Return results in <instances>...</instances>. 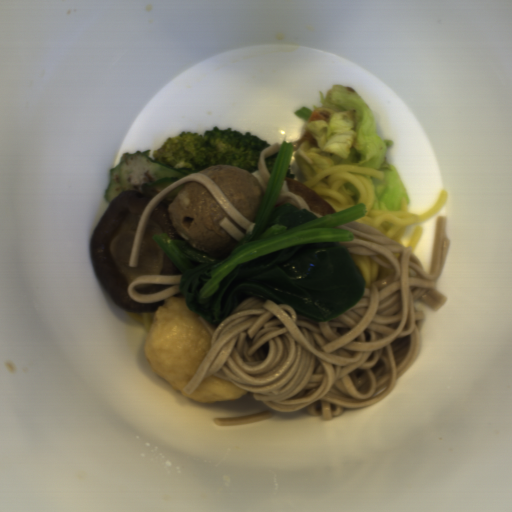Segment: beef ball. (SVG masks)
<instances>
[{"instance_id": "obj_2", "label": "beef ball", "mask_w": 512, "mask_h": 512, "mask_svg": "<svg viewBox=\"0 0 512 512\" xmlns=\"http://www.w3.org/2000/svg\"><path fill=\"white\" fill-rule=\"evenodd\" d=\"M211 178L224 192L236 210L253 222L264 192L257 178L245 169L229 165H210L198 170Z\"/></svg>"}, {"instance_id": "obj_1", "label": "beef ball", "mask_w": 512, "mask_h": 512, "mask_svg": "<svg viewBox=\"0 0 512 512\" xmlns=\"http://www.w3.org/2000/svg\"><path fill=\"white\" fill-rule=\"evenodd\" d=\"M167 215L181 239L219 260L230 256L239 242L219 222L227 218L247 231L203 183L196 181L184 183L169 203Z\"/></svg>"}]
</instances>
